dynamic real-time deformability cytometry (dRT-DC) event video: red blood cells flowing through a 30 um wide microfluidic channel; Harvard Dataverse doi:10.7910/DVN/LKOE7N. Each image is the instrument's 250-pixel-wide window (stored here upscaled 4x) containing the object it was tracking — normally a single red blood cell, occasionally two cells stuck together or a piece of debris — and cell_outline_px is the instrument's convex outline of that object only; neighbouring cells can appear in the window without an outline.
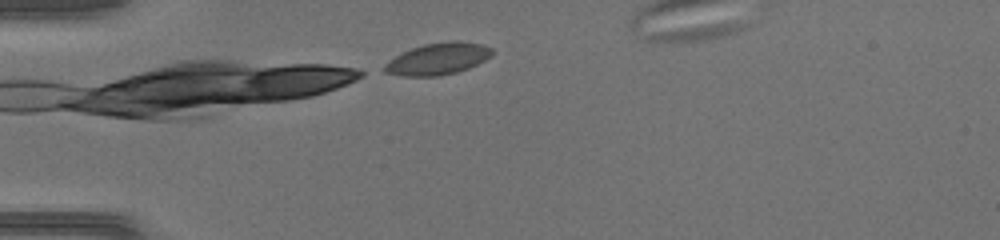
{"species": "common noctule bat (a hibernating species)", "species_latin": "Nyctalus noctula", "temperature_condition": "warm", "stored_images_in_passage": 3, "camera_frame_rate_fps": 3000, "um_per_image_px": 0.085, "animal": {"sex": "female", "body_mass_g": 17.0, "forearm_length_mm": 48.0}, "frame": {"image": 1, "passage_image": 3, "time_ms": 0.667, "image_size_px": [1000, 240], "cell_outline_px": [[492, 56], [468, 68], [456, 72], [440, 76], [404, 76], [384, 72], [384, 64], [396, 56], [412, 48], [424, 44], [456, 40], [460, 40], [480, 44], [492, 48]], "centroid_in_image_um": [37.23, 5.0], "position_along_channel_um": 47.8, "area_um2": 19.71}}